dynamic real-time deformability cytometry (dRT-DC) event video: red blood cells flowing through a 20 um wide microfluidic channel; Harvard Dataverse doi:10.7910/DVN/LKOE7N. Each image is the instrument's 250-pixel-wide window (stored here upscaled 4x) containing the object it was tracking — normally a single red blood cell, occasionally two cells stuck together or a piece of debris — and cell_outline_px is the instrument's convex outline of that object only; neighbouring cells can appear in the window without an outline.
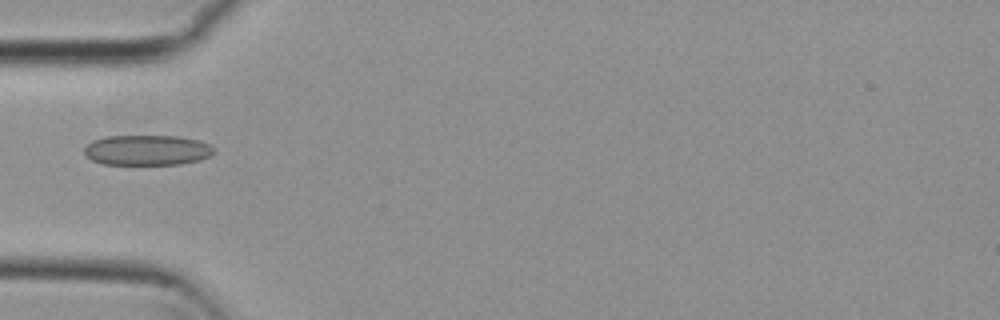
{"species": "common noctule bat (a hibernating species)", "species_latin": "Nyctalus noctula", "temperature_condition": "cold", "stored_images_in_passage": 4, "camera_frame_rate_fps": 3000, "um_per_image_px": 0.085, "animal": {"sex": "female", "body_mass_g": 29.2, "forearm_length_mm": 56.3}, "frame": {"image": 1, "passage_image": 1, "time_ms": 0.0, "image_size_px": [1000, 320], "cell_outline_px": [[216, 152], [200, 160], [180, 164], [104, 164], [92, 160], [84, 152], [84, 148], [92, 140], [104, 136], [176, 136], [200, 140], [216, 148]], "centroid_in_image_um": [12.53, 12.75], "position_along_channel_um": 72.5, "area_um2": 22.95}}
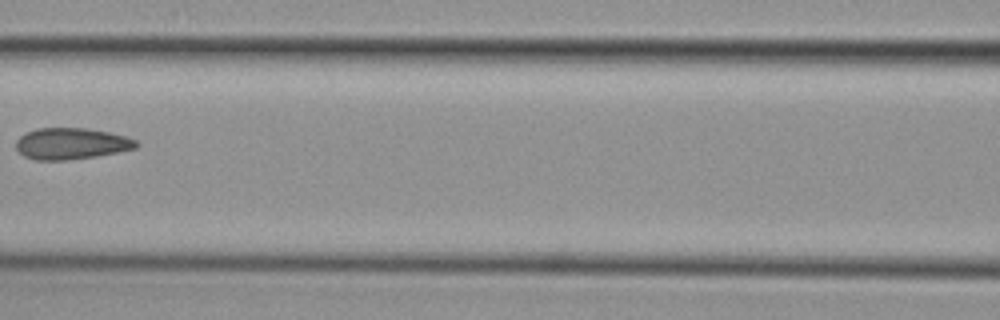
{"frame": {"image": 2, "passage_image": 3, "time_ms": 0.667, "image_size_px": [1000, 320], "cell_outline_px": [[140, 144], [136, 148], [96, 156], [68, 160], [36, 160], [24, 156], [16, 148], [16, 140], [20, 136], [36, 128], [88, 128], [112, 132], [128, 136], [136, 140]], "centroid_in_image_um": [6.09, 12.2], "position_along_channel_um": 160.5, "area_um2": 22.14}}
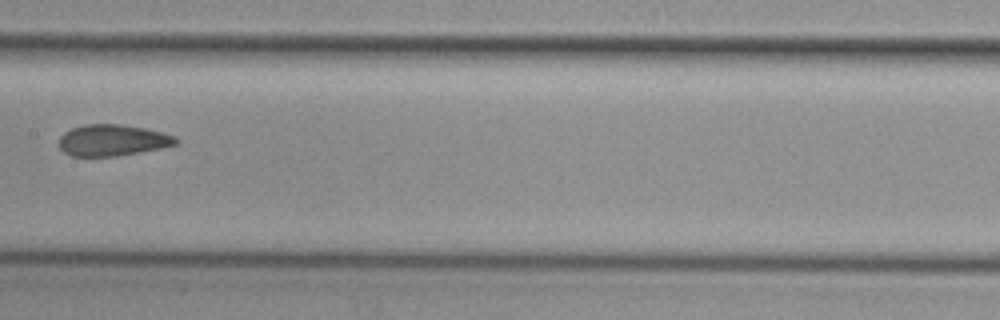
{"frame": {"image": 3, "passage_image": 4, "time_ms": 1.0, "image_size_px": [1000, 320], "cell_outline_px": [[180, 140], [176, 144], [160, 148], [116, 156], [72, 156], [64, 152], [60, 148], [60, 136], [64, 132], [72, 128], [84, 124], [120, 124], [144, 128], [176, 136]], "centroid_in_image_um": [9.56, 11.91], "position_along_channel_um": 197.8, "area_um2": 21.21}}